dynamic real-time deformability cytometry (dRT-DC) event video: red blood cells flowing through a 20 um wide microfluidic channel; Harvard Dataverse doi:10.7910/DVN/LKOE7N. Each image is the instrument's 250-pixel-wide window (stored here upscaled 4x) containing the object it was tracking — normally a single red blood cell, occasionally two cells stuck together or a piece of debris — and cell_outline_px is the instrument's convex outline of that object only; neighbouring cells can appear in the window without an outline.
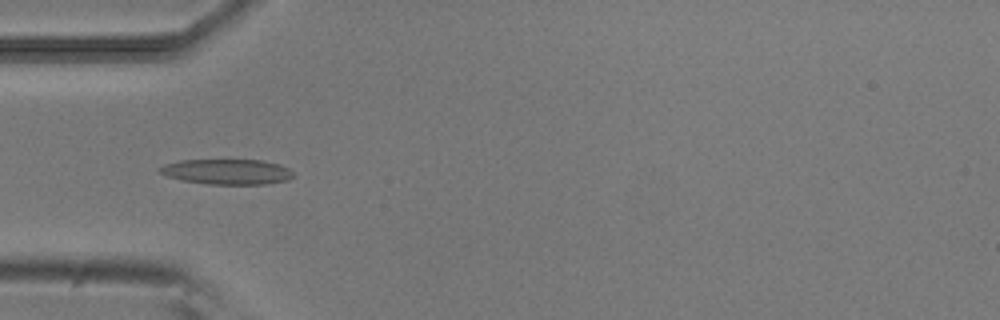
{"species": "common noctule bat (a hibernating species)", "species_latin": "Nyctalus noctula", "temperature_condition": "room temperature", "stored_images_in_passage": 5, "camera_frame_rate_fps": 3000, "um_per_image_px": 0.085, "animal": {"sex": "male", "body_mass_g": 20.5, "forearm_length_mm": 52.5}, "frame": {"image": 1, "passage_image": 1, "time_ms": 0.0, "image_size_px": [1000, 320], "cell_outline_px": [[292, 176], [288, 180], [264, 184], [208, 184], [180, 180], [168, 176], [160, 172], [156, 168], [164, 164], [180, 160], [264, 160], [288, 168], [292, 172]], "centroid_in_image_um": [19.25, 14.59], "position_along_channel_um": 65.8, "area_um2": 19.59}}